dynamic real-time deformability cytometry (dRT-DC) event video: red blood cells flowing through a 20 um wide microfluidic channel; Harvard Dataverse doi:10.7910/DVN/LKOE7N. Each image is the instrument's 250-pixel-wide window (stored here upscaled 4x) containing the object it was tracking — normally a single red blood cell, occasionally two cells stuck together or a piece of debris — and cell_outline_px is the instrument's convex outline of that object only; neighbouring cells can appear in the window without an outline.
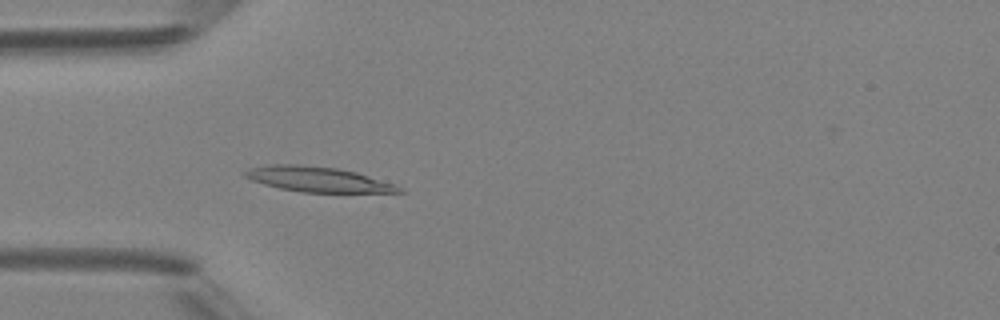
{"species": "Egyptian fruit bat (a non-hibernating species)", "species_latin": "Rousettus aegyptiacus", "temperature_condition": "room temperature", "stored_images_in_passage": 4, "camera_frame_rate_fps": 3000, "um_per_image_px": 0.085, "animal": {"sex": "female"}, "frame": {"image": 1, "passage_image": 4, "time_ms": 4.333, "image_size_px": [1000, 320], "cell_outline_px": [[404, 192], [300, 192], [280, 188], [264, 184], [252, 180], [244, 176], [240, 172], [248, 168], [272, 164], [300, 164], [336, 168], [356, 172], [396, 184], [404, 188]], "centroid_in_image_um": [27.0, 15.23], "position_along_channel_um": 58.0, "area_um2": 22.6}}